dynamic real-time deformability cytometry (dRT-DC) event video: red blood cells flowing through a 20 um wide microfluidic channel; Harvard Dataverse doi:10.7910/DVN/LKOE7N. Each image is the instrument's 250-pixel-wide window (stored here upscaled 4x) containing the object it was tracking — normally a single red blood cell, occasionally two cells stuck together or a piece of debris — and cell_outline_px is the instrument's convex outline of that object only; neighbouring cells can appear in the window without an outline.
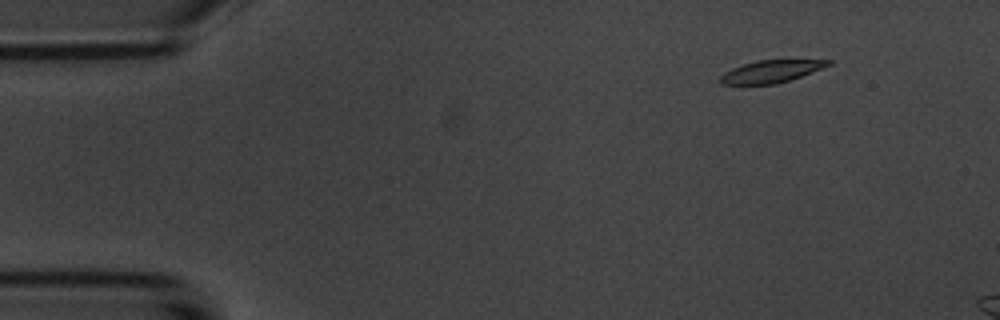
{"species": "common noctule bat (a hibernating species)", "species_latin": "Nyctalus noctula", "temperature_condition": "room temperature", "stored_images_in_passage": 5, "camera_frame_rate_fps": 3000, "um_per_image_px": 0.085, "animal": {"sex": "male", "body_mass_g": 20.1, "forearm_length_mm": 53.5}, "frame": {"image": 1, "passage_image": 3, "time_ms": 2.0, "image_size_px": [1000, 320], "cell_outline_px": [[832, 64], [800, 76], [776, 84], [720, 84], [720, 76], [724, 72], [732, 68], [756, 60], [832, 60]], "centroid_in_image_um": [65.51, 6.07], "position_along_channel_um": 19.5, "area_um2": 13.81}}